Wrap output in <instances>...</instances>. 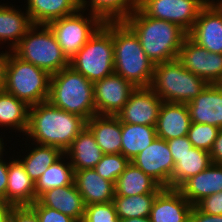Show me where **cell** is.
Returning a JSON list of instances; mask_svg holds the SVG:
<instances>
[{
	"instance_id": "1",
	"label": "cell",
	"mask_w": 222,
	"mask_h": 222,
	"mask_svg": "<svg viewBox=\"0 0 222 222\" xmlns=\"http://www.w3.org/2000/svg\"><path fill=\"white\" fill-rule=\"evenodd\" d=\"M85 126L83 117L46 101L29 107L28 127L24 135H28L27 139L35 144L57 147L65 153Z\"/></svg>"
},
{
	"instance_id": "2",
	"label": "cell",
	"mask_w": 222,
	"mask_h": 222,
	"mask_svg": "<svg viewBox=\"0 0 222 222\" xmlns=\"http://www.w3.org/2000/svg\"><path fill=\"white\" fill-rule=\"evenodd\" d=\"M124 22L137 35L142 49L154 65L177 59L188 36L179 25L148 17L138 6Z\"/></svg>"
},
{
	"instance_id": "3",
	"label": "cell",
	"mask_w": 222,
	"mask_h": 222,
	"mask_svg": "<svg viewBox=\"0 0 222 222\" xmlns=\"http://www.w3.org/2000/svg\"><path fill=\"white\" fill-rule=\"evenodd\" d=\"M114 73L137 87H150L154 63L141 47L134 31L124 21H112Z\"/></svg>"
},
{
	"instance_id": "4",
	"label": "cell",
	"mask_w": 222,
	"mask_h": 222,
	"mask_svg": "<svg viewBox=\"0 0 222 222\" xmlns=\"http://www.w3.org/2000/svg\"><path fill=\"white\" fill-rule=\"evenodd\" d=\"M47 101L56 108L83 117L86 121L96 115L94 84L71 66L51 75Z\"/></svg>"
},
{
	"instance_id": "5",
	"label": "cell",
	"mask_w": 222,
	"mask_h": 222,
	"mask_svg": "<svg viewBox=\"0 0 222 222\" xmlns=\"http://www.w3.org/2000/svg\"><path fill=\"white\" fill-rule=\"evenodd\" d=\"M207 85L201 77L194 75L175 59L154 66L150 88L163 102L187 104Z\"/></svg>"
},
{
	"instance_id": "6",
	"label": "cell",
	"mask_w": 222,
	"mask_h": 222,
	"mask_svg": "<svg viewBox=\"0 0 222 222\" xmlns=\"http://www.w3.org/2000/svg\"><path fill=\"white\" fill-rule=\"evenodd\" d=\"M12 52L50 75L70 66V60L48 25L34 24Z\"/></svg>"
},
{
	"instance_id": "7",
	"label": "cell",
	"mask_w": 222,
	"mask_h": 222,
	"mask_svg": "<svg viewBox=\"0 0 222 222\" xmlns=\"http://www.w3.org/2000/svg\"><path fill=\"white\" fill-rule=\"evenodd\" d=\"M70 66L92 83L114 73L112 21L104 22L70 59Z\"/></svg>"
},
{
	"instance_id": "8",
	"label": "cell",
	"mask_w": 222,
	"mask_h": 222,
	"mask_svg": "<svg viewBox=\"0 0 222 222\" xmlns=\"http://www.w3.org/2000/svg\"><path fill=\"white\" fill-rule=\"evenodd\" d=\"M50 78L47 71L23 61L12 51L9 52L4 90L28 106L48 100Z\"/></svg>"
},
{
	"instance_id": "9",
	"label": "cell",
	"mask_w": 222,
	"mask_h": 222,
	"mask_svg": "<svg viewBox=\"0 0 222 222\" xmlns=\"http://www.w3.org/2000/svg\"><path fill=\"white\" fill-rule=\"evenodd\" d=\"M79 9L76 13L59 18L48 24L58 44L70 60L104 23L98 16Z\"/></svg>"
},
{
	"instance_id": "10",
	"label": "cell",
	"mask_w": 222,
	"mask_h": 222,
	"mask_svg": "<svg viewBox=\"0 0 222 222\" xmlns=\"http://www.w3.org/2000/svg\"><path fill=\"white\" fill-rule=\"evenodd\" d=\"M209 0H138L137 6L151 18L179 25L189 33Z\"/></svg>"
},
{
	"instance_id": "11",
	"label": "cell",
	"mask_w": 222,
	"mask_h": 222,
	"mask_svg": "<svg viewBox=\"0 0 222 222\" xmlns=\"http://www.w3.org/2000/svg\"><path fill=\"white\" fill-rule=\"evenodd\" d=\"M177 59L208 84H222V54L207 51L187 36Z\"/></svg>"
},
{
	"instance_id": "12",
	"label": "cell",
	"mask_w": 222,
	"mask_h": 222,
	"mask_svg": "<svg viewBox=\"0 0 222 222\" xmlns=\"http://www.w3.org/2000/svg\"><path fill=\"white\" fill-rule=\"evenodd\" d=\"M131 162L154 179L161 187L171 188L175 163L166 140L156 137Z\"/></svg>"
},
{
	"instance_id": "13",
	"label": "cell",
	"mask_w": 222,
	"mask_h": 222,
	"mask_svg": "<svg viewBox=\"0 0 222 222\" xmlns=\"http://www.w3.org/2000/svg\"><path fill=\"white\" fill-rule=\"evenodd\" d=\"M93 84L96 115L116 116L136 89L131 82L116 73Z\"/></svg>"
},
{
	"instance_id": "14",
	"label": "cell",
	"mask_w": 222,
	"mask_h": 222,
	"mask_svg": "<svg viewBox=\"0 0 222 222\" xmlns=\"http://www.w3.org/2000/svg\"><path fill=\"white\" fill-rule=\"evenodd\" d=\"M162 103L150 87H137L116 117L123 123L156 126Z\"/></svg>"
},
{
	"instance_id": "15",
	"label": "cell",
	"mask_w": 222,
	"mask_h": 222,
	"mask_svg": "<svg viewBox=\"0 0 222 222\" xmlns=\"http://www.w3.org/2000/svg\"><path fill=\"white\" fill-rule=\"evenodd\" d=\"M188 36L209 52L222 54V12L209 0Z\"/></svg>"
},
{
	"instance_id": "16",
	"label": "cell",
	"mask_w": 222,
	"mask_h": 222,
	"mask_svg": "<svg viewBox=\"0 0 222 222\" xmlns=\"http://www.w3.org/2000/svg\"><path fill=\"white\" fill-rule=\"evenodd\" d=\"M193 205L178 189L163 188L154 199L151 222H189Z\"/></svg>"
},
{
	"instance_id": "17",
	"label": "cell",
	"mask_w": 222,
	"mask_h": 222,
	"mask_svg": "<svg viewBox=\"0 0 222 222\" xmlns=\"http://www.w3.org/2000/svg\"><path fill=\"white\" fill-rule=\"evenodd\" d=\"M186 105L191 122L206 123L222 129V84H208Z\"/></svg>"
},
{
	"instance_id": "18",
	"label": "cell",
	"mask_w": 222,
	"mask_h": 222,
	"mask_svg": "<svg viewBox=\"0 0 222 222\" xmlns=\"http://www.w3.org/2000/svg\"><path fill=\"white\" fill-rule=\"evenodd\" d=\"M74 184L85 205L113 202L115 184L103 179L95 169L74 170Z\"/></svg>"
},
{
	"instance_id": "19",
	"label": "cell",
	"mask_w": 222,
	"mask_h": 222,
	"mask_svg": "<svg viewBox=\"0 0 222 222\" xmlns=\"http://www.w3.org/2000/svg\"><path fill=\"white\" fill-rule=\"evenodd\" d=\"M191 118L186 104L163 102L156 124L157 137L164 140L188 135Z\"/></svg>"
},
{
	"instance_id": "20",
	"label": "cell",
	"mask_w": 222,
	"mask_h": 222,
	"mask_svg": "<svg viewBox=\"0 0 222 222\" xmlns=\"http://www.w3.org/2000/svg\"><path fill=\"white\" fill-rule=\"evenodd\" d=\"M4 201L14 206L32 205L36 201L35 181L17 158L8 163V182Z\"/></svg>"
},
{
	"instance_id": "21",
	"label": "cell",
	"mask_w": 222,
	"mask_h": 222,
	"mask_svg": "<svg viewBox=\"0 0 222 222\" xmlns=\"http://www.w3.org/2000/svg\"><path fill=\"white\" fill-rule=\"evenodd\" d=\"M37 201L48 208L70 216L77 222H82L85 212V203L75 184L53 188L43 193Z\"/></svg>"
},
{
	"instance_id": "22",
	"label": "cell",
	"mask_w": 222,
	"mask_h": 222,
	"mask_svg": "<svg viewBox=\"0 0 222 222\" xmlns=\"http://www.w3.org/2000/svg\"><path fill=\"white\" fill-rule=\"evenodd\" d=\"M178 190L194 206L202 198L222 191V165L208 168L187 179Z\"/></svg>"
},
{
	"instance_id": "23",
	"label": "cell",
	"mask_w": 222,
	"mask_h": 222,
	"mask_svg": "<svg viewBox=\"0 0 222 222\" xmlns=\"http://www.w3.org/2000/svg\"><path fill=\"white\" fill-rule=\"evenodd\" d=\"M86 126L104 154L121 153L122 122L116 116L94 115L86 121Z\"/></svg>"
},
{
	"instance_id": "24",
	"label": "cell",
	"mask_w": 222,
	"mask_h": 222,
	"mask_svg": "<svg viewBox=\"0 0 222 222\" xmlns=\"http://www.w3.org/2000/svg\"><path fill=\"white\" fill-rule=\"evenodd\" d=\"M64 154L70 159L74 170L94 169L104 155L87 126L72 141Z\"/></svg>"
},
{
	"instance_id": "25",
	"label": "cell",
	"mask_w": 222,
	"mask_h": 222,
	"mask_svg": "<svg viewBox=\"0 0 222 222\" xmlns=\"http://www.w3.org/2000/svg\"><path fill=\"white\" fill-rule=\"evenodd\" d=\"M13 4L0 5V44H9L12 51L25 36L26 32L34 25L26 11L15 8ZM10 41V42H9Z\"/></svg>"
},
{
	"instance_id": "26",
	"label": "cell",
	"mask_w": 222,
	"mask_h": 222,
	"mask_svg": "<svg viewBox=\"0 0 222 222\" xmlns=\"http://www.w3.org/2000/svg\"><path fill=\"white\" fill-rule=\"evenodd\" d=\"M26 4V12L36 25H48L80 9V0H27Z\"/></svg>"
},
{
	"instance_id": "27",
	"label": "cell",
	"mask_w": 222,
	"mask_h": 222,
	"mask_svg": "<svg viewBox=\"0 0 222 222\" xmlns=\"http://www.w3.org/2000/svg\"><path fill=\"white\" fill-rule=\"evenodd\" d=\"M175 163L171 178V188L178 189L187 179L204 171L212 164L208 151L192 147L181 156H172Z\"/></svg>"
},
{
	"instance_id": "28",
	"label": "cell",
	"mask_w": 222,
	"mask_h": 222,
	"mask_svg": "<svg viewBox=\"0 0 222 222\" xmlns=\"http://www.w3.org/2000/svg\"><path fill=\"white\" fill-rule=\"evenodd\" d=\"M161 187L154 179L145 174L132 162L117 178L115 183V196H133L148 193H159Z\"/></svg>"
},
{
	"instance_id": "29",
	"label": "cell",
	"mask_w": 222,
	"mask_h": 222,
	"mask_svg": "<svg viewBox=\"0 0 222 222\" xmlns=\"http://www.w3.org/2000/svg\"><path fill=\"white\" fill-rule=\"evenodd\" d=\"M157 137L156 126L122 122L121 154L130 161Z\"/></svg>"
},
{
	"instance_id": "30",
	"label": "cell",
	"mask_w": 222,
	"mask_h": 222,
	"mask_svg": "<svg viewBox=\"0 0 222 222\" xmlns=\"http://www.w3.org/2000/svg\"><path fill=\"white\" fill-rule=\"evenodd\" d=\"M29 107L24 101L4 91L0 92V127L26 133ZM12 128V129H11Z\"/></svg>"
},
{
	"instance_id": "31",
	"label": "cell",
	"mask_w": 222,
	"mask_h": 222,
	"mask_svg": "<svg viewBox=\"0 0 222 222\" xmlns=\"http://www.w3.org/2000/svg\"><path fill=\"white\" fill-rule=\"evenodd\" d=\"M63 154L35 181L36 200L45 192L74 183V168ZM69 160V162H68ZM66 162V163H65Z\"/></svg>"
},
{
	"instance_id": "32",
	"label": "cell",
	"mask_w": 222,
	"mask_h": 222,
	"mask_svg": "<svg viewBox=\"0 0 222 222\" xmlns=\"http://www.w3.org/2000/svg\"><path fill=\"white\" fill-rule=\"evenodd\" d=\"M137 4L138 0H80V9L89 10L103 22L124 21Z\"/></svg>"
},
{
	"instance_id": "33",
	"label": "cell",
	"mask_w": 222,
	"mask_h": 222,
	"mask_svg": "<svg viewBox=\"0 0 222 222\" xmlns=\"http://www.w3.org/2000/svg\"><path fill=\"white\" fill-rule=\"evenodd\" d=\"M33 146L23 158L19 160L24 165L26 173L36 181L46 170L57 161L64 153L57 147L31 143ZM35 145V146H34Z\"/></svg>"
},
{
	"instance_id": "34",
	"label": "cell",
	"mask_w": 222,
	"mask_h": 222,
	"mask_svg": "<svg viewBox=\"0 0 222 222\" xmlns=\"http://www.w3.org/2000/svg\"><path fill=\"white\" fill-rule=\"evenodd\" d=\"M158 193L131 196H115L113 203L120 220L126 218L149 217L152 204Z\"/></svg>"
},
{
	"instance_id": "35",
	"label": "cell",
	"mask_w": 222,
	"mask_h": 222,
	"mask_svg": "<svg viewBox=\"0 0 222 222\" xmlns=\"http://www.w3.org/2000/svg\"><path fill=\"white\" fill-rule=\"evenodd\" d=\"M130 162L131 161L121 153L104 154L94 169L103 179L115 184L117 178L126 169Z\"/></svg>"
},
{
	"instance_id": "36",
	"label": "cell",
	"mask_w": 222,
	"mask_h": 222,
	"mask_svg": "<svg viewBox=\"0 0 222 222\" xmlns=\"http://www.w3.org/2000/svg\"><path fill=\"white\" fill-rule=\"evenodd\" d=\"M220 130V128L206 123L191 122L187 136L193 147L210 152Z\"/></svg>"
},
{
	"instance_id": "37",
	"label": "cell",
	"mask_w": 222,
	"mask_h": 222,
	"mask_svg": "<svg viewBox=\"0 0 222 222\" xmlns=\"http://www.w3.org/2000/svg\"><path fill=\"white\" fill-rule=\"evenodd\" d=\"M82 222H120L113 202L86 205Z\"/></svg>"
},
{
	"instance_id": "38",
	"label": "cell",
	"mask_w": 222,
	"mask_h": 222,
	"mask_svg": "<svg viewBox=\"0 0 222 222\" xmlns=\"http://www.w3.org/2000/svg\"><path fill=\"white\" fill-rule=\"evenodd\" d=\"M30 206L35 210L39 222H77L58 210L41 205L37 200Z\"/></svg>"
},
{
	"instance_id": "39",
	"label": "cell",
	"mask_w": 222,
	"mask_h": 222,
	"mask_svg": "<svg viewBox=\"0 0 222 222\" xmlns=\"http://www.w3.org/2000/svg\"><path fill=\"white\" fill-rule=\"evenodd\" d=\"M194 206L205 214L222 215V191L202 198Z\"/></svg>"
},
{
	"instance_id": "40",
	"label": "cell",
	"mask_w": 222,
	"mask_h": 222,
	"mask_svg": "<svg viewBox=\"0 0 222 222\" xmlns=\"http://www.w3.org/2000/svg\"><path fill=\"white\" fill-rule=\"evenodd\" d=\"M11 222H39L35 210L30 205L14 206Z\"/></svg>"
},
{
	"instance_id": "41",
	"label": "cell",
	"mask_w": 222,
	"mask_h": 222,
	"mask_svg": "<svg viewBox=\"0 0 222 222\" xmlns=\"http://www.w3.org/2000/svg\"><path fill=\"white\" fill-rule=\"evenodd\" d=\"M169 150L171 151L172 156H181L190 150L193 145L190 142L188 136L173 138L167 140Z\"/></svg>"
},
{
	"instance_id": "42",
	"label": "cell",
	"mask_w": 222,
	"mask_h": 222,
	"mask_svg": "<svg viewBox=\"0 0 222 222\" xmlns=\"http://www.w3.org/2000/svg\"><path fill=\"white\" fill-rule=\"evenodd\" d=\"M6 149L0 153V200H4L8 182V163L7 159H3ZM6 161V162H5Z\"/></svg>"
},
{
	"instance_id": "43",
	"label": "cell",
	"mask_w": 222,
	"mask_h": 222,
	"mask_svg": "<svg viewBox=\"0 0 222 222\" xmlns=\"http://www.w3.org/2000/svg\"><path fill=\"white\" fill-rule=\"evenodd\" d=\"M189 222H222V215L215 216L205 214L199 211L195 206H193Z\"/></svg>"
},
{
	"instance_id": "44",
	"label": "cell",
	"mask_w": 222,
	"mask_h": 222,
	"mask_svg": "<svg viewBox=\"0 0 222 222\" xmlns=\"http://www.w3.org/2000/svg\"><path fill=\"white\" fill-rule=\"evenodd\" d=\"M209 153L211 155L213 164L222 165V129L218 132V135Z\"/></svg>"
},
{
	"instance_id": "45",
	"label": "cell",
	"mask_w": 222,
	"mask_h": 222,
	"mask_svg": "<svg viewBox=\"0 0 222 222\" xmlns=\"http://www.w3.org/2000/svg\"><path fill=\"white\" fill-rule=\"evenodd\" d=\"M10 50L0 52V92L5 89L6 66Z\"/></svg>"
},
{
	"instance_id": "46",
	"label": "cell",
	"mask_w": 222,
	"mask_h": 222,
	"mask_svg": "<svg viewBox=\"0 0 222 222\" xmlns=\"http://www.w3.org/2000/svg\"><path fill=\"white\" fill-rule=\"evenodd\" d=\"M13 207V204L0 200V222H11Z\"/></svg>"
},
{
	"instance_id": "47",
	"label": "cell",
	"mask_w": 222,
	"mask_h": 222,
	"mask_svg": "<svg viewBox=\"0 0 222 222\" xmlns=\"http://www.w3.org/2000/svg\"><path fill=\"white\" fill-rule=\"evenodd\" d=\"M120 222H151L150 217H136V218H126L120 220Z\"/></svg>"
},
{
	"instance_id": "48",
	"label": "cell",
	"mask_w": 222,
	"mask_h": 222,
	"mask_svg": "<svg viewBox=\"0 0 222 222\" xmlns=\"http://www.w3.org/2000/svg\"><path fill=\"white\" fill-rule=\"evenodd\" d=\"M211 2L222 12V0H211Z\"/></svg>"
},
{
	"instance_id": "49",
	"label": "cell",
	"mask_w": 222,
	"mask_h": 222,
	"mask_svg": "<svg viewBox=\"0 0 222 222\" xmlns=\"http://www.w3.org/2000/svg\"><path fill=\"white\" fill-rule=\"evenodd\" d=\"M3 137H0V153L4 150L5 146H4V142H3Z\"/></svg>"
}]
</instances>
